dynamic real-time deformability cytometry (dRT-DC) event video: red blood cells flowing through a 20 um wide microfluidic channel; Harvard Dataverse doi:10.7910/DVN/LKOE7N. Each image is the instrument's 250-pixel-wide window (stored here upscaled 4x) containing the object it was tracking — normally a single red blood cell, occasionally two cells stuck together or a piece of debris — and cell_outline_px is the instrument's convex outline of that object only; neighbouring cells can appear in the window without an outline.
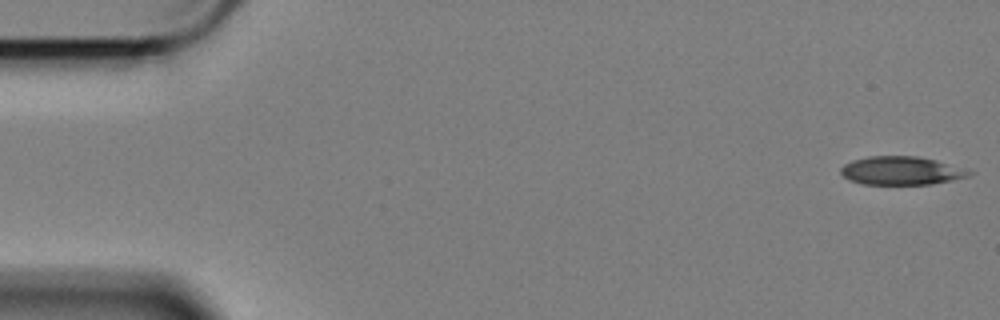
{"species": "Egyptian fruit bat (a non-hibernating species)", "species_latin": "Rousettus aegyptiacus", "temperature_condition": "cold", "stored_images_in_passage": 59, "camera_frame_rate_fps": 3000, "um_per_image_px": 0.085, "animal": {"sex": "female"}, "frame": {"image": 1, "passage_image": 1, "time_ms": 0.0, "image_size_px": [1000, 320], "cell_outline_px": [[972, 172], [968, 176], [928, 184], [864, 184], [852, 180], [844, 176], [840, 172], [840, 168], [844, 164], [852, 160], [868, 156], [916, 156], [936, 160]], "centroid_in_image_um": [76.52, 14.49], "position_along_channel_um": 8.5, "area_um2": 20.69}}
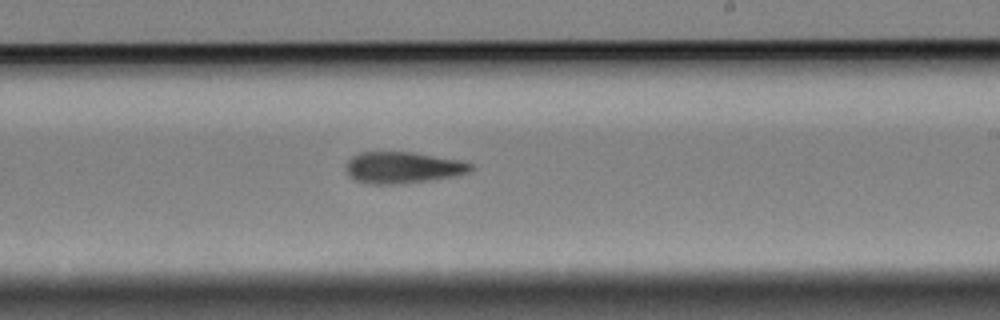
{"frame": {"image": 2, "passage_image": 34, "time_ms": 11.0, "image_size_px": [1000, 320], "cell_outline_px": [[472, 168], [468, 172], [452, 176], [404, 184], [368, 184], [356, 180], [348, 176], [344, 168], [344, 164], [352, 156], [360, 152], [412, 152], [460, 160], [472, 164]], "centroid_in_image_um": [34.16, 14.24], "position_along_channel_um": 254.8, "area_um2": 22.95}}
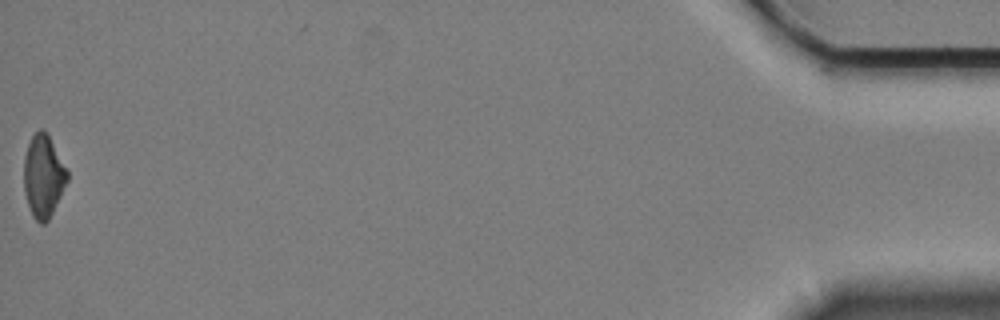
{"frame": {"image": 3, "passage_image": 58, "time_ms": 19.0, "image_size_px": [1000, 320], "cell_outline_px": [[68, 180], [48, 220], [44, 224], [40, 224], [32, 216], [24, 192], [24, 156], [28, 144], [32, 136], [40, 128], [44, 128], [48, 132], [68, 172]], "centroid_in_image_um": [3.68, 14.94], "position_along_channel_um": 431.5, "area_um2": 20.87}, "authors_computed_cell_mechanics": {"area_um2": 22.6576, "velocity_mm_per_s": 3.417, "shape_relaxation_time_tau1_ms": 5.9716, "shape_relaxation_time_tau2_ms": 5.9128, "deformation_change_tau1": 0.1372, "deformation_change_tau2": 0.1556}}